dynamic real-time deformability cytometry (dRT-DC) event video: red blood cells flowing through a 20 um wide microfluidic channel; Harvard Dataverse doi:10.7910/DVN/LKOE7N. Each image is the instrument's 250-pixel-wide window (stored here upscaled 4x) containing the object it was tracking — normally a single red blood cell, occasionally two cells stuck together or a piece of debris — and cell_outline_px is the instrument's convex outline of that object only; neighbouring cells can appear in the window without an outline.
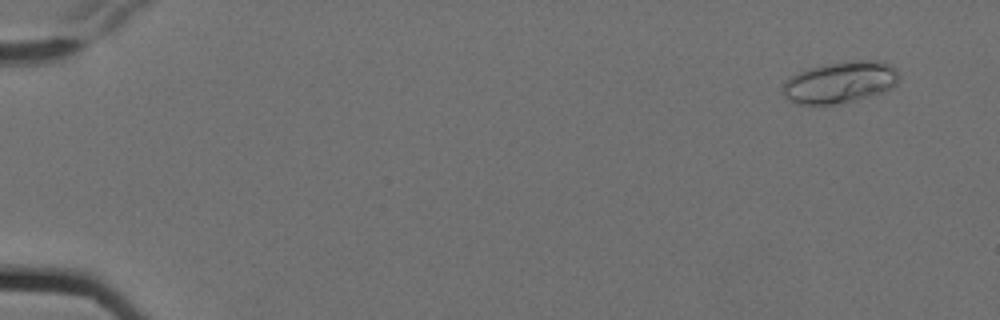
{"species": "Egyptian fruit bat (a non-hibernating species)", "species_latin": "Rousettus aegyptiacus", "temperature_condition": "cold", "stored_images_in_passage": 6, "camera_frame_rate_fps": 3000, "um_per_image_px": 0.085, "animal": {"sex": "female"}, "frame": {"image": 1, "passage_image": 2, "time_ms": 0.333, "image_size_px": [1000, 320], "cell_outline_px": [[900, 76], [896, 84], [892, 88], [884, 92], [856, 100], [840, 104], [796, 104], [788, 100], [784, 96], [784, 84], [792, 76], [808, 68], [832, 64], [864, 60], [876, 60], [888, 64], [896, 68]], "centroid_in_image_um": [71.46, 7.02], "position_along_channel_um": 13.5, "area_um2": 27.8}}